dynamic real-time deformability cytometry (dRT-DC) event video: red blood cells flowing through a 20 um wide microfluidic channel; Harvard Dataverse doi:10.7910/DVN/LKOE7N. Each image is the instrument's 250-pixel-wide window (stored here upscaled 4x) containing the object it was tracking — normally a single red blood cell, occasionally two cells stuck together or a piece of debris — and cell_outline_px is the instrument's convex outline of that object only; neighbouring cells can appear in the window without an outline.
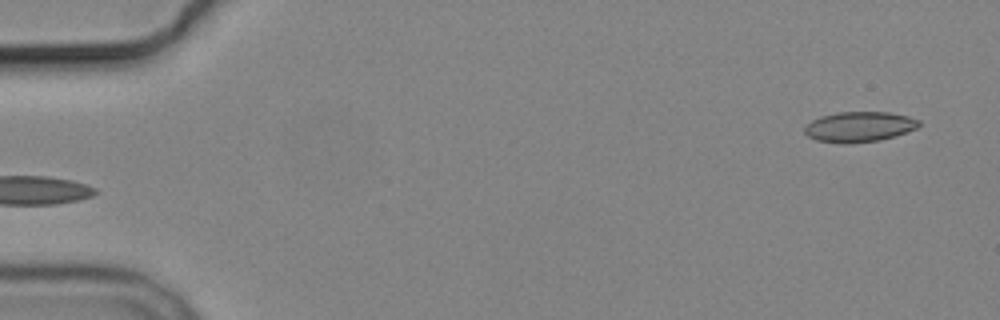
{"species": "common noctule bat (a hibernating species)", "species_latin": "Nyctalus noctula", "temperature_condition": "cold", "stored_images_in_passage": 3, "camera_frame_rate_fps": 3000, "um_per_image_px": 0.085, "animal": {"sex": "male", "body_mass_g": 19.2, "forearm_length_mm": 51.8}, "frame": {"image": 1, "passage_image": 3, "time_ms": 3.333, "image_size_px": [1000, 320], "cell_outline_px": [[920, 124], [916, 128], [880, 140], [844, 144], [816, 140], [808, 136], [804, 132], [804, 128], [812, 120], [820, 116], [836, 112], [888, 112], [908, 116], [920, 120]], "centroid_in_image_um": [73.0, 10.77], "position_along_channel_um": 12.0, "area_um2": 20.06}}